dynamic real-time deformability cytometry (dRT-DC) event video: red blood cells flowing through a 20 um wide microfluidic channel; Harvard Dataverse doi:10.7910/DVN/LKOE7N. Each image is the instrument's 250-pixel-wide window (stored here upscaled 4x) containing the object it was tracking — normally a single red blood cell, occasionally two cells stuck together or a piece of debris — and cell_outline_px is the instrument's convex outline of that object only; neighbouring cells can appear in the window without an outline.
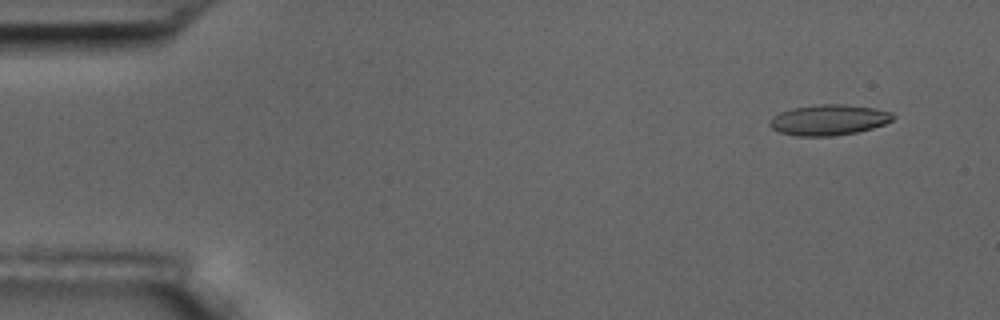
{"species": "common noctule bat (a hibernating species)", "species_latin": "Nyctalus noctula", "temperature_condition": "room temperature", "stored_images_in_passage": 10, "camera_frame_rate_fps": 3000, "um_per_image_px": 0.085, "animal": {"sex": "male", "body_mass_g": 17.5, "forearm_length_mm": 52.3}, "frame": {"image": 1, "passage_image": 1, "time_ms": 0.0, "image_size_px": [1000, 320], "cell_outline_px": [[896, 116], [892, 120], [884, 124], [872, 128], [856, 132], [836, 136], [796, 136], [780, 132], [772, 128], [768, 124], [772, 116], [780, 112], [792, 108], [820, 104], [844, 104], [872, 108], [892, 112]], "centroid_in_image_um": [70.43, 10.19], "position_along_channel_um": 14.6, "area_um2": 22.02}}
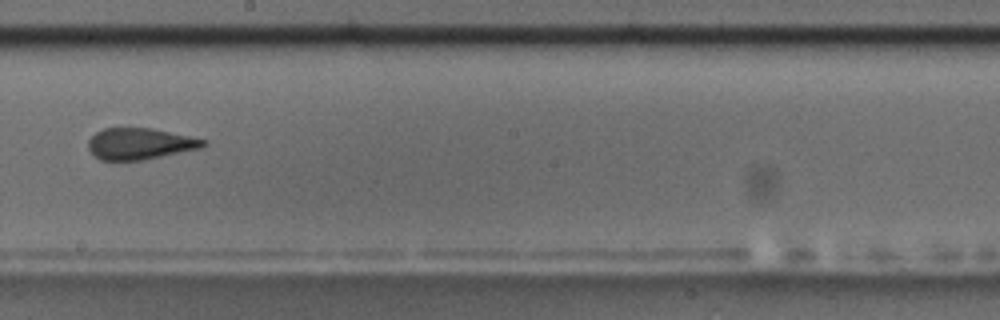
{"frame": {"image": 2, "passage_image": 9, "time_ms": 9.333, "image_size_px": [1000, 320], "cell_outline_px": [[208, 144], [204, 148], [144, 160], [100, 160], [88, 148], [88, 140], [96, 132], [104, 128], [152, 128], [208, 140]], "centroid_in_image_um": [11.95, 12.22], "position_along_channel_um": 236.2, "area_um2": 21.21}}
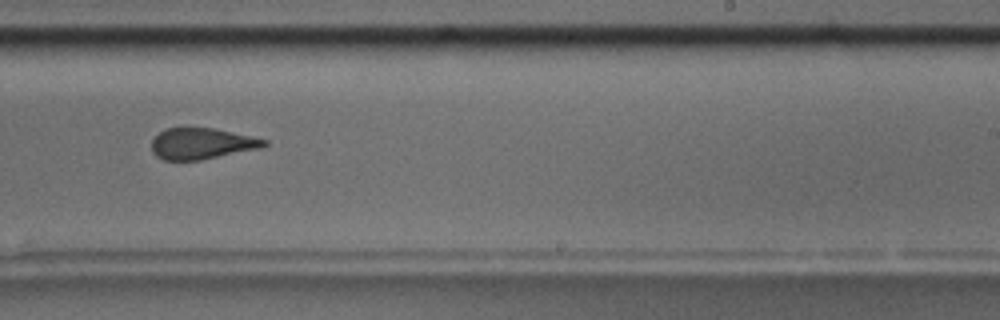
{"frame": {"image": 3, "passage_image": 10, "time_ms": 10.333, "image_size_px": [1000, 320], "cell_outline_px": [[268, 144], [260, 148], [200, 160], [164, 160], [156, 156], [152, 152], [152, 140], [164, 128], [184, 124], [216, 128], [252, 136], [268, 140]], "centroid_in_image_um": [17.11, 12.15], "position_along_channel_um": 271.9, "area_um2": 21.15}}